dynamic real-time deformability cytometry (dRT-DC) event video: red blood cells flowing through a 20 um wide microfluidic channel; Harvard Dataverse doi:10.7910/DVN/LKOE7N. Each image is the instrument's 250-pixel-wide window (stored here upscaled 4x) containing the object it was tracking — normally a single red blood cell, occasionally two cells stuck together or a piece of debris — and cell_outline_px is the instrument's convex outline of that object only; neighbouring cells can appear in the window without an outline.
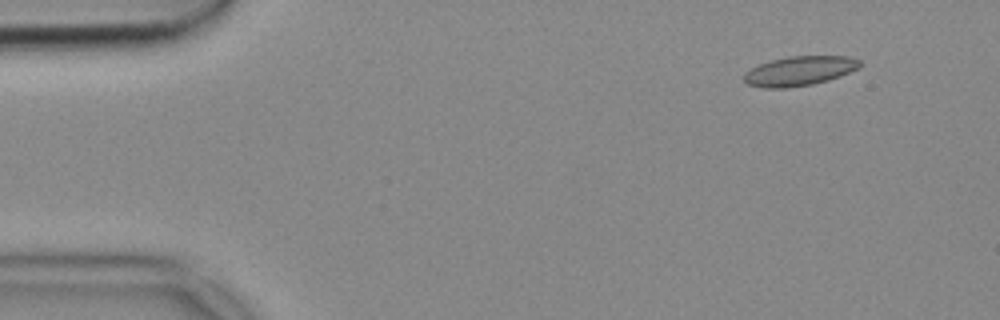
{"species": "common noctule bat (a hibernating species)", "species_latin": "Nyctalus noctula", "temperature_condition": "cold", "stored_images_in_passage": 53, "camera_frame_rate_fps": 3000, "um_per_image_px": 0.085, "animal": {"sex": "female", "body_mass_g": 18.4}, "frame": {"image": 1, "passage_image": 5, "time_ms": 1.333, "image_size_px": [1000, 320], "cell_outline_px": [[860, 64], [856, 68], [840, 76], [828, 80], [812, 84], [788, 88], [764, 88], [748, 84], [744, 80], [744, 72], [760, 64], [772, 60], [788, 56], [848, 56], [860, 60]], "centroid_in_image_um": [67.92, 6.03], "position_along_channel_um": 17.1, "area_um2": 19.71}}
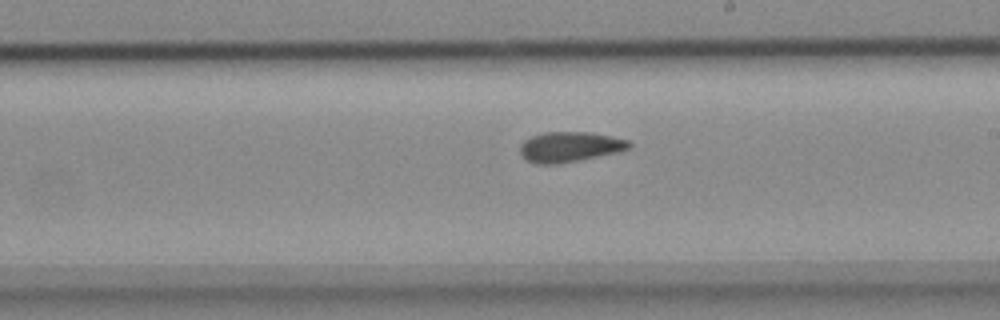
{"frame": {"image": 2, "passage_image": 30, "time_ms": 9.667, "image_size_px": [1000, 320], "cell_outline_px": [[632, 148], [596, 156], [556, 164], [536, 164], [528, 160], [520, 152], [520, 144], [524, 140], [532, 136], [544, 132], [592, 132], [628, 140], [632, 144]], "centroid_in_image_um": [48.42, 12.46], "position_along_channel_um": 240.6, "area_um2": 18.9}}
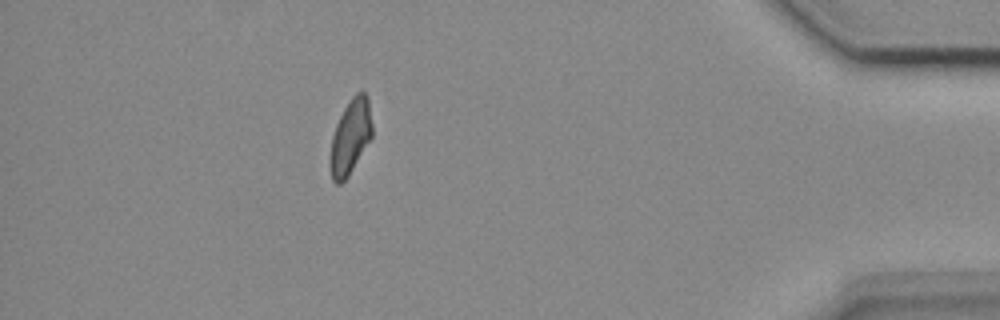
{"frame": {"image": 3, "passage_image": 47, "time_ms": 15.333, "image_size_px": [1000, 320], "cell_outline_px": [[372, 136], [348, 176], [340, 184], [336, 184], [332, 180], [328, 164], [332, 136], [336, 124], [344, 108], [352, 96], [356, 92], [364, 92], [368, 96], [372, 124]], "centroid_in_image_um": [29.76, 11.64], "position_along_channel_um": 405.4, "area_um2": 18.38}}